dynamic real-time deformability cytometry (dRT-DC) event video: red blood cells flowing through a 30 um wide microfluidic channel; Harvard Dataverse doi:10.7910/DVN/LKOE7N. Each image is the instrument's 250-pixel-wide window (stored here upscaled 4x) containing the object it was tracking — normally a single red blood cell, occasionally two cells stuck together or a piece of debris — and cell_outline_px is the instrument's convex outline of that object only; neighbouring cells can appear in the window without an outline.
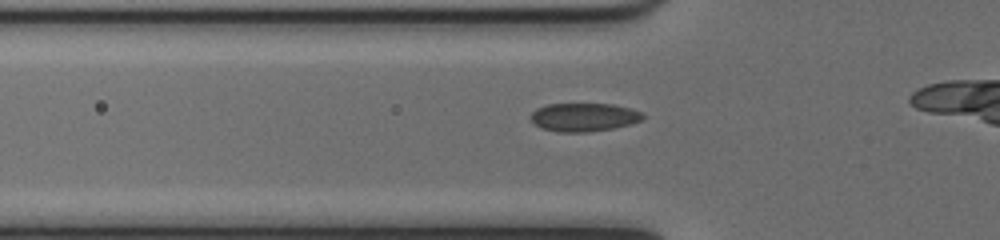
{"species": "common noctule bat (a hibernating species)", "species_latin": "Nyctalus noctula", "temperature_condition": "cold", "stored_images_in_passage": 32, "camera_frame_rate_fps": 3000, "um_per_image_px": 0.085, "animal": {"sex": "female", "body_mass_g": 17.0, "forearm_length_mm": 48.0}, "frame": {"image": 1, "passage_image": 11, "time_ms": 3.333, "image_size_px": [1000, 240], "cell_outline_px": [[644, 116], [640, 120], [632, 124], [612, 128], [588, 132], [556, 132], [540, 128], [532, 120], [532, 112], [536, 108], [548, 104], [612, 104], [632, 108], [644, 112]], "centroid_in_image_um": [49.66, 9.96], "position_along_channel_um": 76.1, "area_um2": 18.61}}
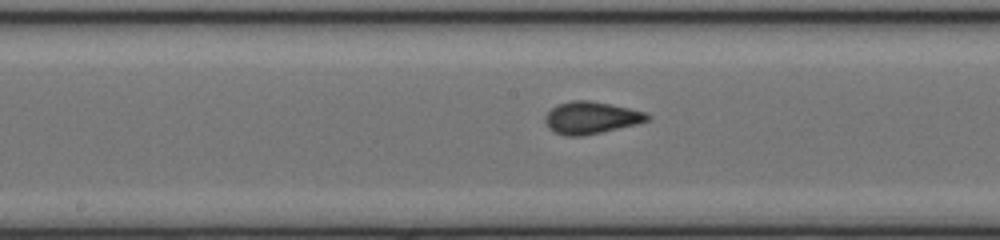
{"frame": {"image": 2, "passage_image": 20, "time_ms": 6.333, "image_size_px": [1000, 240], "cell_outline_px": [[652, 120], [636, 124], [584, 136], [564, 136], [548, 128], [544, 120], [544, 116], [556, 104], [572, 100], [588, 100], [648, 112], [652, 116]], "centroid_in_image_um": [50.25, 10.01], "position_along_channel_um": 197.9, "area_um2": 19.31}}
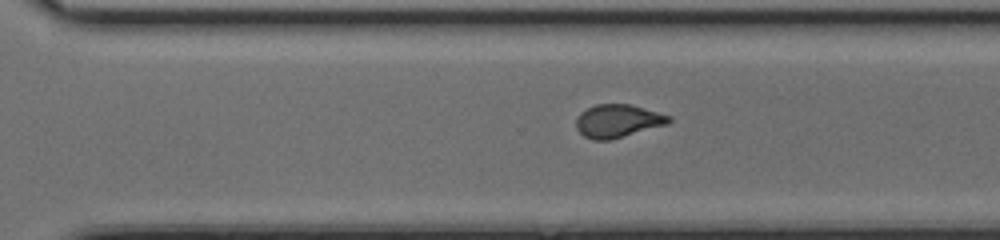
{"frame": {"image": 3, "passage_image": 29, "time_ms": 9.333, "image_size_px": [1000, 240], "cell_outline_px": [[672, 120], [668, 124], [612, 140], [592, 140], [584, 136], [576, 128], [576, 120], [580, 112], [596, 104], [632, 104], [672, 116]], "centroid_in_image_um": [52.54, 10.28], "position_along_channel_um": 318.1, "area_um2": 18.09}}